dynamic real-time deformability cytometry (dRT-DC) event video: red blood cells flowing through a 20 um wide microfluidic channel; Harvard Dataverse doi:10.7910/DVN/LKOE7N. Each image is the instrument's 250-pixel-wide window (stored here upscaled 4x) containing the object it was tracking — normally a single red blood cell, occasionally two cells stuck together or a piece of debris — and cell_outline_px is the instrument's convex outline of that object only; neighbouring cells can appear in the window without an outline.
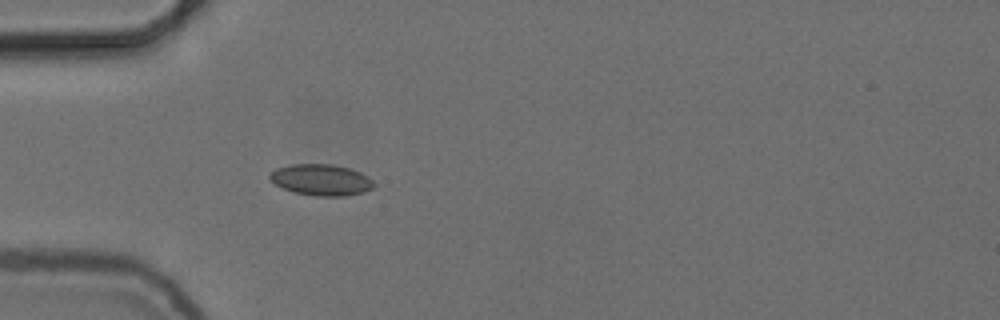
{"species": "common noctule bat (a hibernating species)", "species_latin": "Nyctalus noctula", "temperature_condition": "cold", "stored_images_in_passage": 39, "camera_frame_rate_fps": 3000, "um_per_image_px": 0.085, "animal": {"sex": "female", "body_mass_g": 24.6, "forearm_length_mm": 56.2}, "frame": {"image": 1, "passage_image": 1, "time_ms": 0.0, "image_size_px": [1000, 320], "cell_outline_px": [[376, 184], [372, 188], [364, 192], [344, 196], [316, 196], [296, 192], [284, 188], [276, 184], [268, 176], [276, 168], [292, 164], [332, 164], [348, 168], [360, 172], [368, 176]], "centroid_in_image_um": [27.33, 15.28], "position_along_channel_um": 57.7, "area_um2": 18.79}}
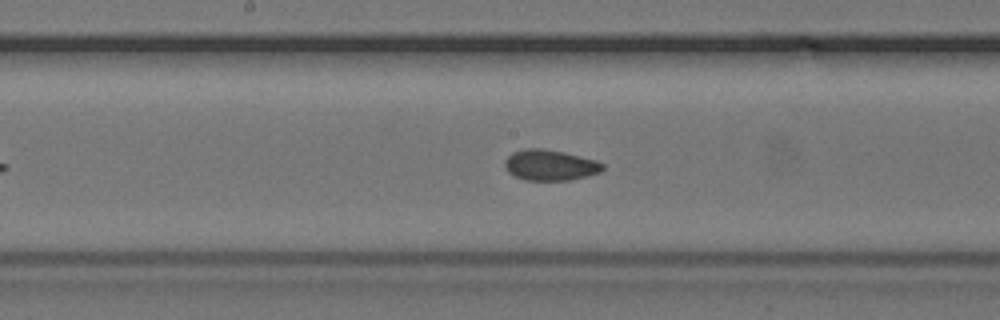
{"frame": {"image": 2, "passage_image": 13, "time_ms": 4.0, "image_size_px": [1000, 320], "cell_outline_px": [[604, 168], [600, 172], [572, 180], [524, 180], [508, 172], [504, 164], [504, 160], [512, 152], [524, 148], [540, 148], [564, 152], [596, 160], [604, 164]], "centroid_in_image_um": [46.75, 14.03], "position_along_channel_um": 201.5, "area_um2": 17.57}}
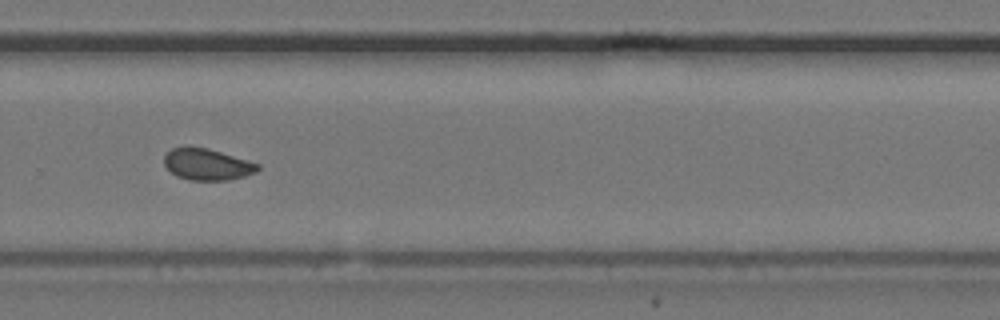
{"frame": {"image": 3, "passage_image": 22, "time_ms": 7.0, "image_size_px": [1000, 320], "cell_outline_px": [[260, 168], [256, 172], [244, 176], [228, 180], [188, 180], [176, 176], [164, 164], [164, 156], [172, 148], [184, 144], [208, 148], [248, 160], [260, 164]], "centroid_in_image_um": [17.59, 13.94], "position_along_channel_um": 312.2, "area_um2": 17.46}, "authors_computed_cell_mechanics": {"area_um2": 17.34, "velocity_mm_per_s": 3.7246, "shape_relaxation_time_tau1_ms": 10.2501, "shape_relaxation_time_tau2_ms": 1.4708, "deformation_change_tau1": 0.1064, "deformation_change_tau2": 0.0439}}